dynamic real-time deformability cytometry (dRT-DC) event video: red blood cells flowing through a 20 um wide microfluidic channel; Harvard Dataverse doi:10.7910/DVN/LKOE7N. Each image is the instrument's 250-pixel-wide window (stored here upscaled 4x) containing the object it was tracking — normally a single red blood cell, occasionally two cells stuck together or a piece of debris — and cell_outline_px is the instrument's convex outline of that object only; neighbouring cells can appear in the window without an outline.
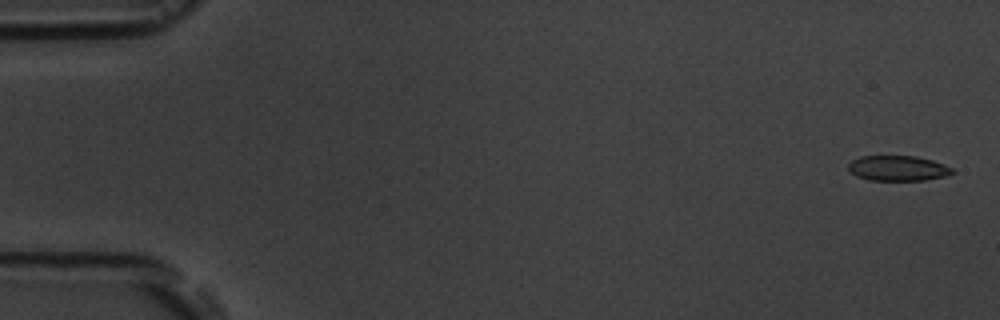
{"species": "common noctule bat (a hibernating species)", "species_latin": "Nyctalus noctula", "temperature_condition": "room temperature", "stored_images_in_passage": 15, "camera_frame_rate_fps": 3000, "um_per_image_px": 0.085, "animal": {"sex": "male", "body_mass_g": 19.5, "forearm_length_mm": 54.6}, "frame": {"image": 1, "passage_image": 1, "time_ms": 0.0, "image_size_px": [1000, 320], "cell_outline_px": [[956, 172], [948, 176], [924, 180], [868, 180], [856, 176], [848, 168], [848, 164], [852, 160], [860, 156], [916, 156], [932, 160], [944, 164], [952, 168]], "centroid_in_image_um": [76.35, 14.3], "position_along_channel_um": 8.7, "area_um2": 15.37}}
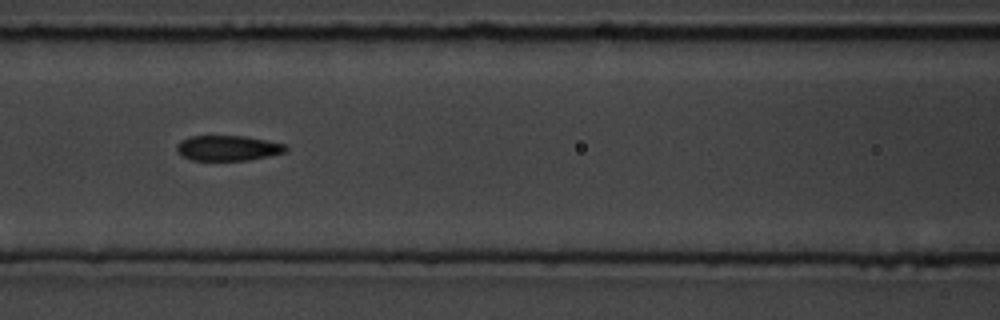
{"frame": {"image": 2, "passage_image": 7, "time_ms": 7.667, "image_size_px": [1000, 320], "cell_outline_px": [[288, 148], [284, 152], [268, 156], [248, 160], [192, 160], [176, 152], [176, 144], [180, 140], [188, 136], [244, 136], [284, 144]], "centroid_in_image_um": [19.31, 12.58], "position_along_channel_um": 147.3, "area_um2": 15.95}}
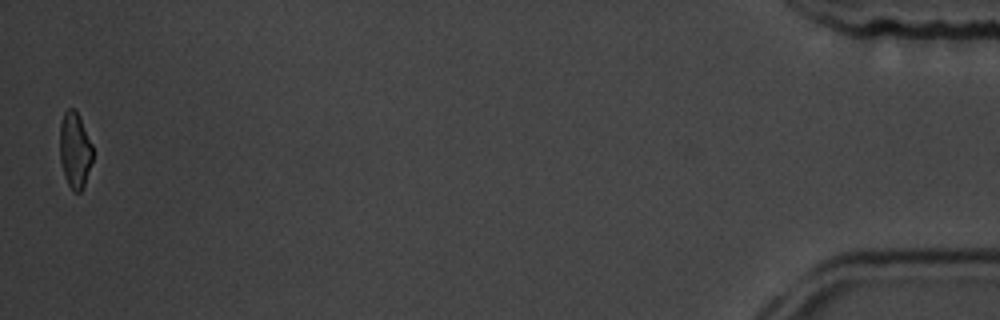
{"frame": {"image": 3, "passage_image": 15, "time_ms": 18.0, "image_size_px": [1000, 320], "cell_outline_px": [[92, 160], [84, 184], [80, 192], [72, 192], [68, 184], [60, 160], [60, 124], [64, 112], [68, 108], [76, 108], [80, 116], [92, 144]], "centroid_in_image_um": [6.36, 12.71], "position_along_channel_um": 428.8, "area_um2": 14.51}, "authors_computed_cell_mechanics": {"area_um2": 16.3574, "velocity_mm_per_s": 3.6324, "shape_relaxation_time_tau1_ms": 4.9203, "shape_relaxation_time_tau2_ms": null, "deformation_change_tau1": 0.1175, "deformation_change_tau2": null}}